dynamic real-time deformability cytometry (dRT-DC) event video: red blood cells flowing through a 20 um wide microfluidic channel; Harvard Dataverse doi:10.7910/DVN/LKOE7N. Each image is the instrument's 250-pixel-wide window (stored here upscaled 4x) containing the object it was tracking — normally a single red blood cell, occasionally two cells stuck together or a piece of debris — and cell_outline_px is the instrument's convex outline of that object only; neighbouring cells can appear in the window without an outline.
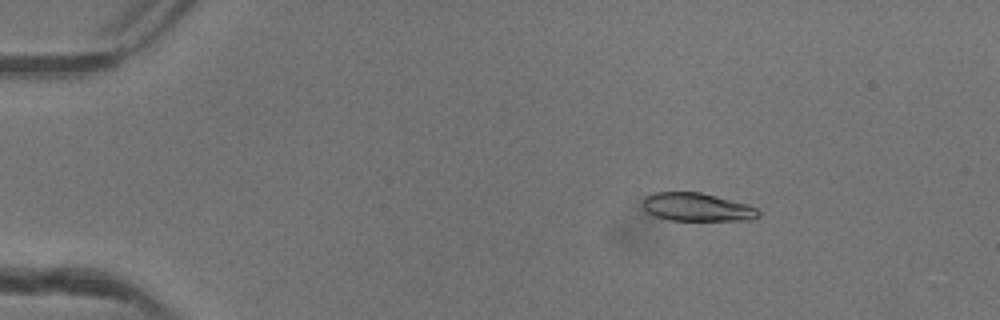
{"species": "common noctule bat (a hibernating species)", "species_latin": "Nyctalus noctula", "temperature_condition": "warm", "stored_images_in_passage": 50, "camera_frame_rate_fps": 3000, "um_per_image_px": 0.085, "animal": {"sex": "female"}, "frame": {"image": 1, "passage_image": 9, "time_ms": 2.667, "image_size_px": [1000, 320], "cell_outline_px": [[760, 216], [752, 220], [672, 220], [652, 216], [644, 208], [644, 196], [656, 192], [700, 192], [748, 204], [756, 208], [760, 212]], "centroid_in_image_um": [59.26, 17.61], "position_along_channel_um": 25.7, "area_um2": 19.02}}
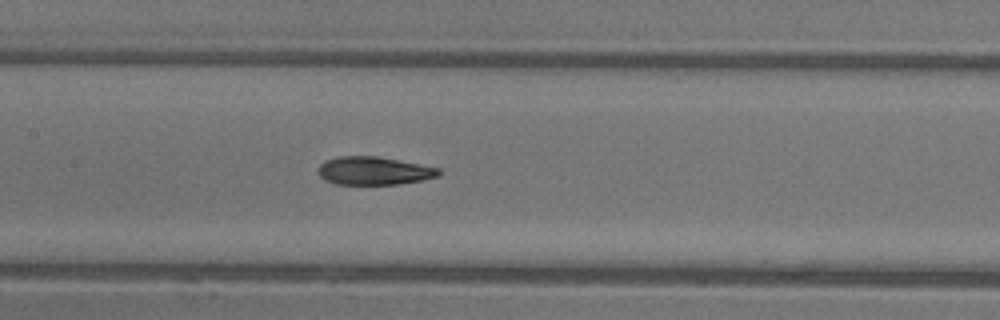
{"frame": {"image": 2, "passage_image": 26, "time_ms": 8.333, "image_size_px": [1000, 320], "cell_outline_px": [[440, 176], [424, 180], [400, 184], [336, 184], [324, 180], [316, 172], [316, 168], [324, 160], [340, 156], [376, 156], [440, 168]], "centroid_in_image_um": [31.75, 14.52], "position_along_channel_um": 175.7, "area_um2": 19.94}}
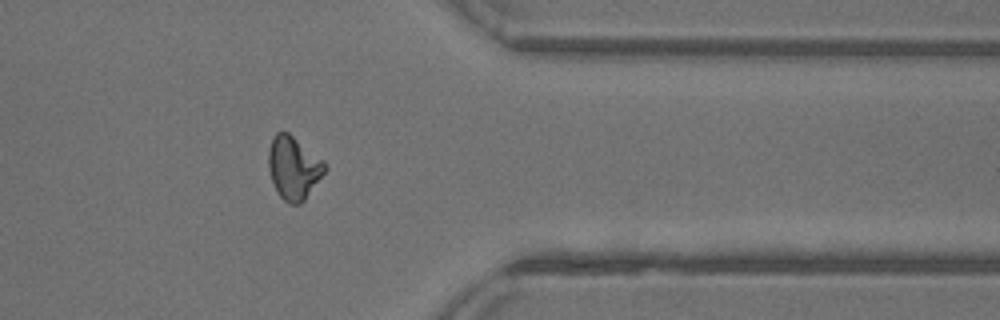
{"frame": {"image": 3, "passage_image": 42, "time_ms": 13.667, "image_size_px": [1000, 320], "cell_outline_px": [[328, 168], [304, 200], [300, 204], [288, 204], [280, 196], [272, 180], [268, 168], [268, 148], [272, 136], [276, 132], [288, 132], [324, 160]], "centroid_in_image_um": [24.95, 14.24], "position_along_channel_um": 386.4, "area_um2": 20.75}, "authors_computed_cell_mechanics": {"area_um2": 19.9699, "velocity_mm_per_s": 4.1776, "shape_relaxation_time_tau1_ms": null, "shape_relaxation_time_tau2_ms": 2.547, "deformation_change_tau1": null, "deformation_change_tau2": 0.0883}}